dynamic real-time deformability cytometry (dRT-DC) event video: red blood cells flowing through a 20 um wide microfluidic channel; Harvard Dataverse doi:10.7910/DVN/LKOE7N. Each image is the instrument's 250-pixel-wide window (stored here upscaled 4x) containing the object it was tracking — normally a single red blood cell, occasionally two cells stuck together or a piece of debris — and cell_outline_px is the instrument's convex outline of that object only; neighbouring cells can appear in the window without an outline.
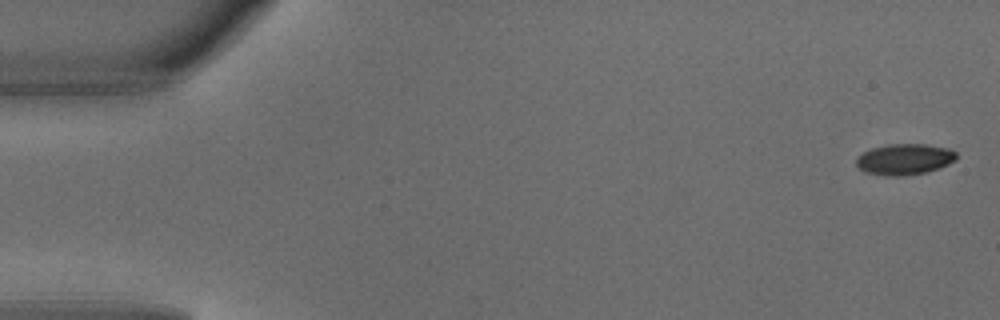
{"species": "common noctule bat (a hibernating species)", "species_latin": "Nyctalus noctula", "temperature_condition": "warm", "stored_images_in_passage": 2, "camera_frame_rate_fps": 3000, "um_per_image_px": 0.085, "animal": {"sex": "male", "body_mass_g": 18.8}, "frame": {"image": 1, "passage_image": 2, "time_ms": 0.333, "image_size_px": [1000, 320], "cell_outline_px": [[956, 160], [940, 168], [924, 172], [904, 176], [884, 176], [864, 172], [856, 164], [856, 156], [872, 148], [888, 144], [924, 144], [952, 148], [956, 152]], "centroid_in_image_um": [76.89, 13.53], "position_along_channel_um": 8.1, "area_um2": 18.26}}